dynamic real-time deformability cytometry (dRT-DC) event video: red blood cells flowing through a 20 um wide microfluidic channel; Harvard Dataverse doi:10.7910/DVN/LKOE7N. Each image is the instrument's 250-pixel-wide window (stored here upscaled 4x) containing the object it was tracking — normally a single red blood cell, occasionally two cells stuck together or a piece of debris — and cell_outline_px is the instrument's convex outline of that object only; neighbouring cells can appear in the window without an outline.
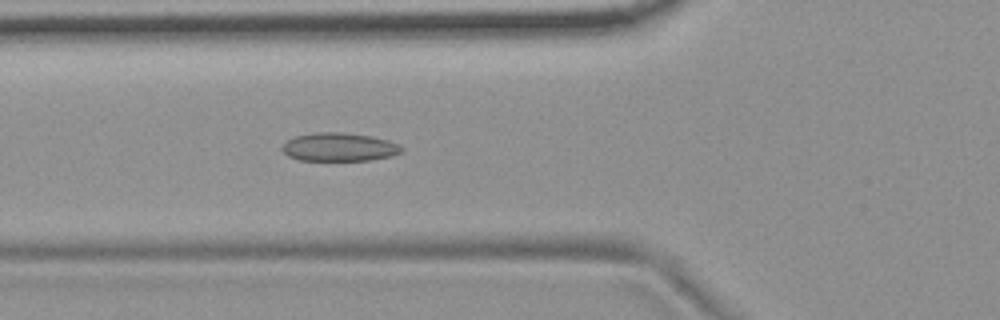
{"species": "common noctule bat (a hibernating species)", "species_latin": "Nyctalus noctula", "temperature_condition": "room temperature", "stored_images_in_passage": 54, "camera_frame_rate_fps": 3000, "um_per_image_px": 0.085, "animal": {"sex": "female", "body_mass_g": 19.9}, "frame": {"image": 1, "passage_image": 20, "time_ms": 6.333, "image_size_px": [1000, 320], "cell_outline_px": [[404, 148], [400, 152], [392, 156], [368, 160], [300, 160], [288, 156], [280, 148], [288, 140], [296, 136], [316, 132], [344, 132], [372, 136], [388, 140], [400, 144]], "centroid_in_image_um": [28.85, 12.49], "position_along_channel_um": 96.9, "area_um2": 19.77}}
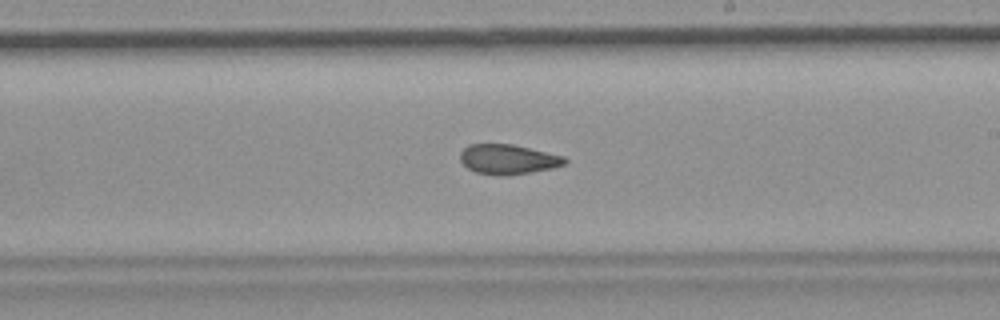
{"frame": {"image": 2, "passage_image": 32, "time_ms": 10.333, "image_size_px": [1000, 320], "cell_outline_px": [[568, 160], [564, 164], [552, 168], [508, 176], [496, 176], [476, 172], [468, 168], [460, 160], [460, 152], [468, 144], [512, 144], [564, 156]], "centroid_in_image_um": [43.16, 13.54], "position_along_channel_um": 245.8, "area_um2": 18.21}}
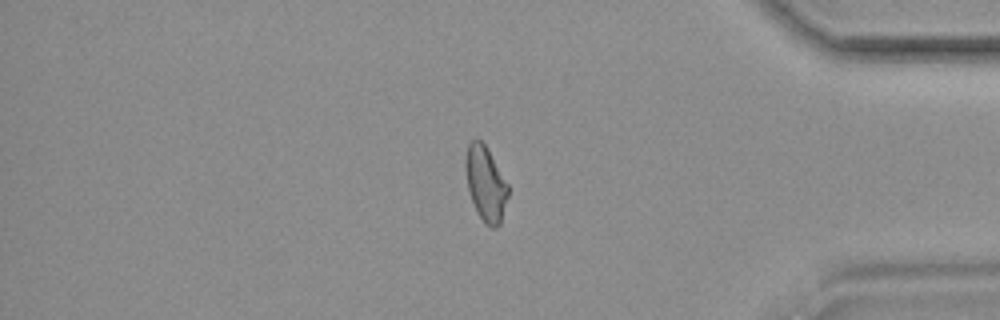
{"frame": {"image": 3, "passage_image": 46, "time_ms": 15.0, "image_size_px": [1000, 320], "cell_outline_px": [[508, 196], [500, 224], [496, 228], [492, 228], [484, 224], [476, 212], [468, 188], [464, 168], [464, 160], [468, 144], [472, 140], [480, 140], [484, 144], [508, 184]], "centroid_in_image_um": [41.26, 15.65], "position_along_channel_um": 393.9, "area_um2": 18.5}, "authors_computed_cell_mechanics": {"area_um2": 19.1607, "velocity_mm_per_s": 3.7257, "shape_relaxation_time_tau1_ms": null, "shape_relaxation_time_tau2_ms": 3.722, "deformation_change_tau1": null, "deformation_change_tau2": 0.1067}}